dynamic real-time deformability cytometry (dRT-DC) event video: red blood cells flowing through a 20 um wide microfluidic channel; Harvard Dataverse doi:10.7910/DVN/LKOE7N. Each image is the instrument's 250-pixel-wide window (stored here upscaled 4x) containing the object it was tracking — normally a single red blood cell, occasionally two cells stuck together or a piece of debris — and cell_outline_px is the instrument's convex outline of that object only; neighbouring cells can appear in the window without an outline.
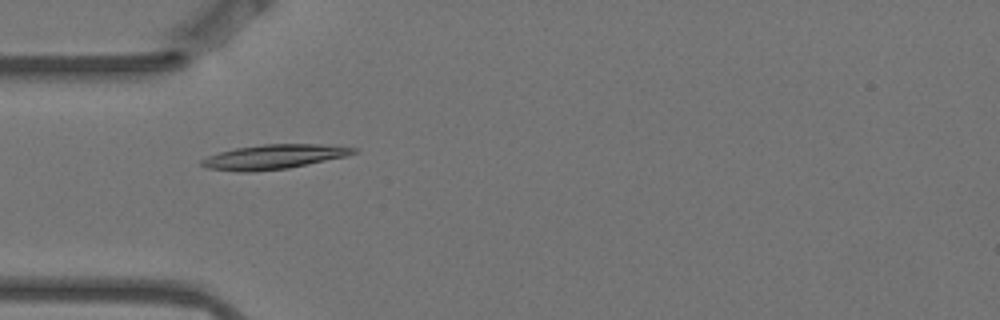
{"species": "Egyptian fruit bat (a non-hibernating species)", "species_latin": "Rousettus aegyptiacus", "temperature_condition": "warm", "stored_images_in_passage": 11, "camera_frame_rate_fps": 3000, "um_per_image_px": 0.085, "animal": {"sex": "female"}, "frame": {"image": 1, "passage_image": 1, "time_ms": 0.0, "image_size_px": [1000, 320], "cell_outline_px": [[360, 152], [344, 156], [288, 168], [248, 172], [240, 172], [208, 168], [200, 164], [200, 160], [208, 156], [220, 152], [236, 148], [264, 144], [320, 144], [360, 148]], "centroid_in_image_um": [23.29, 13.32], "position_along_channel_um": 61.7, "area_um2": 21.5}}
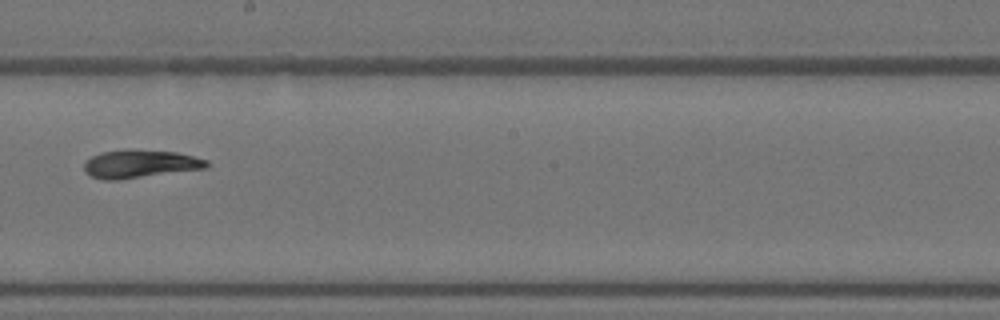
{"frame": {"image": 2, "passage_image": 5, "time_ms": 1.333, "image_size_px": [1000, 320], "cell_outline_px": [[208, 168], [116, 180], [104, 180], [92, 176], [84, 172], [84, 164], [92, 156], [100, 152], [124, 148], [128, 148], [176, 152], [208, 160]], "centroid_in_image_um": [11.89, 13.91], "position_along_channel_um": 236.3, "area_um2": 20.23}}
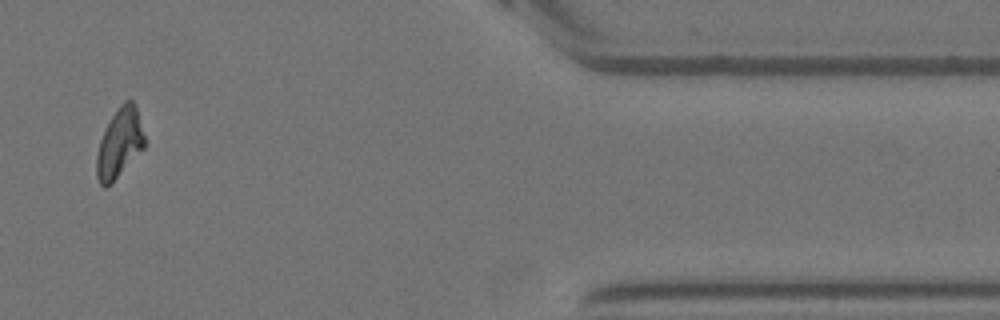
{"frame": {"image": 3, "passage_image": 10, "time_ms": 3.0, "image_size_px": [1000, 320], "cell_outline_px": [[148, 144], [104, 188], [100, 184], [96, 176], [96, 156], [100, 140], [112, 116], [120, 104], [124, 100], [132, 100], [136, 104]], "centroid_in_image_um": [10.19, 12.1], "position_along_channel_um": 401.2, "area_um2": 19.19}}